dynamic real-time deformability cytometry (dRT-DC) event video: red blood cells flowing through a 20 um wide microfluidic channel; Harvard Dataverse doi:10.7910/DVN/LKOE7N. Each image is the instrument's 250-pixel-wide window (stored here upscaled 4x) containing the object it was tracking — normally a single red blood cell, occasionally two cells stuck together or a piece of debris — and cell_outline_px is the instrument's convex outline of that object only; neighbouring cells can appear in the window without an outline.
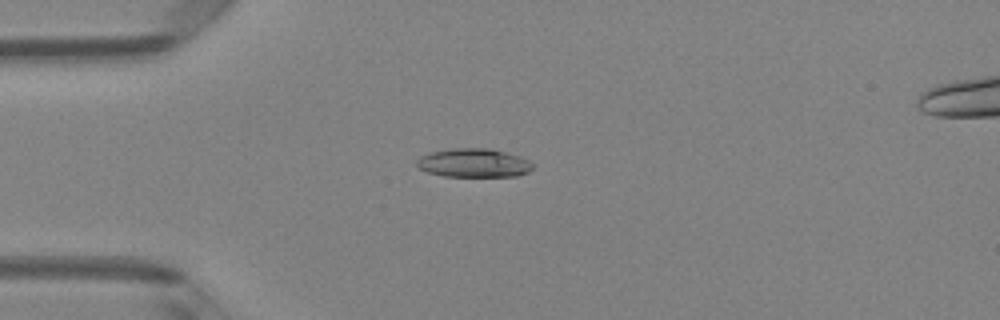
{"species": "Egyptian fruit bat (a non-hibernating species)", "species_latin": "Rousettus aegyptiacus", "temperature_condition": "room temperature", "stored_images_in_passage": 5, "camera_frame_rate_fps": 3000, "um_per_image_px": 0.085, "animal": {"sex": "female"}, "frame": {"image": 1, "passage_image": 4, "time_ms": 1.0, "image_size_px": [1000, 320], "cell_outline_px": [[536, 164], [528, 172], [516, 176], [444, 176], [428, 172], [420, 168], [416, 164], [416, 160], [420, 156], [432, 152], [452, 148], [488, 148], [520, 156]], "centroid_in_image_um": [40.28, 13.85], "position_along_channel_um": 44.7, "area_um2": 19.36}}